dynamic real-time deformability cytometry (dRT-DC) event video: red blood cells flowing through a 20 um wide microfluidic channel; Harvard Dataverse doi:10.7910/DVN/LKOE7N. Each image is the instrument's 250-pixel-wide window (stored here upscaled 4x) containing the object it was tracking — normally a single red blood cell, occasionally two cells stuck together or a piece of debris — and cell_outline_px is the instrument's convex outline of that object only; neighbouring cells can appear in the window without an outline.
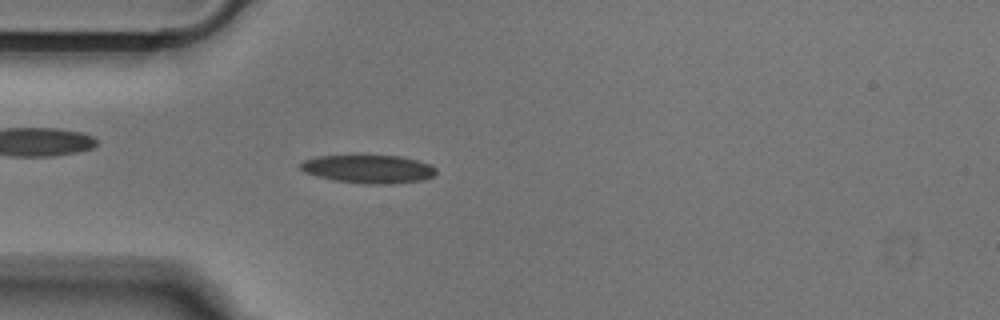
{"species": "Egyptian fruit bat (a non-hibernating species)", "species_latin": "Rousettus aegyptiacus", "temperature_condition": "cold", "stored_images_in_passage": 40, "camera_frame_rate_fps": 3000, "um_per_image_px": 0.085, "animal": {"sex": "male"}, "frame": {"image": 1, "passage_image": 3, "time_ms": 0.667, "image_size_px": [1000, 320], "cell_outline_px": [[436, 176], [424, 180], [392, 184], [364, 184], [332, 180], [316, 176], [304, 172], [300, 168], [300, 164], [304, 160], [316, 156], [400, 156], [432, 164], [436, 168]], "centroid_in_image_um": [31.36, 14.38], "position_along_channel_um": 53.6, "area_um2": 22.54}}
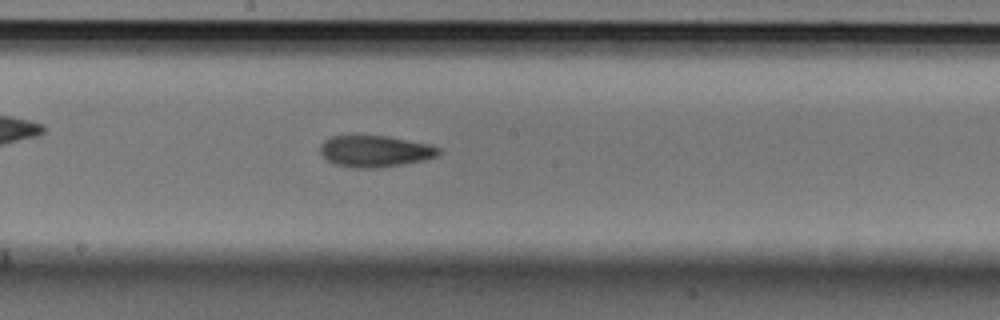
{"frame": {"image": 2, "passage_image": 16, "time_ms": 5.0, "image_size_px": [1000, 320], "cell_outline_px": [[440, 152], [436, 156], [424, 160], [404, 164], [376, 168], [352, 168], [332, 164], [320, 152], [320, 144], [324, 140], [332, 136], [388, 136], [428, 144], [440, 148]], "centroid_in_image_um": [31.85, 12.86], "position_along_channel_um": 216.3, "area_um2": 21.73}}
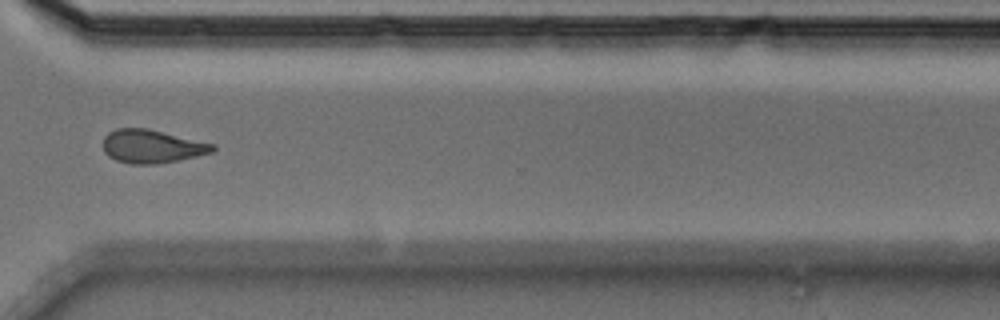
{"frame": {"image": 3, "passage_image": 27, "time_ms": 8.667, "image_size_px": [1000, 320], "cell_outline_px": [[216, 148], [212, 152], [196, 156], [156, 164], [132, 164], [116, 160], [108, 156], [104, 152], [104, 136], [108, 132], [116, 128], [148, 128], [216, 144]], "centroid_in_image_um": [12.91, 12.43], "position_along_channel_um": 357.7, "area_um2": 21.33}}